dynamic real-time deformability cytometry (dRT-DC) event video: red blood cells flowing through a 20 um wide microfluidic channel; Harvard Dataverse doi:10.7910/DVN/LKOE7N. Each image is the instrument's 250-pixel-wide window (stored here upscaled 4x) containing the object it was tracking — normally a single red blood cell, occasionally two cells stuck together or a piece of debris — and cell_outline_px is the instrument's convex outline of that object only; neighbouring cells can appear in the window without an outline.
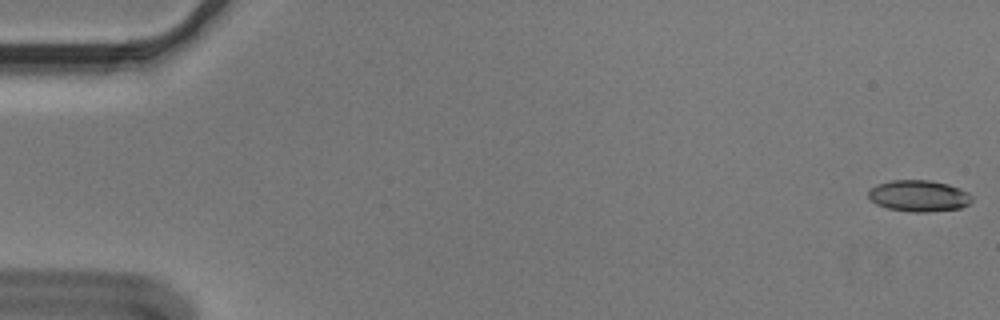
{"species": "Egyptian fruit bat (a non-hibernating species)", "species_latin": "Rousettus aegyptiacus", "temperature_condition": "cold", "stored_images_in_passage": 56, "camera_frame_rate_fps": 3000, "um_per_image_px": 0.085, "animal": {"sex": "male"}, "frame": {"image": 1, "passage_image": 1, "time_ms": 0.0, "image_size_px": [1000, 320], "cell_outline_px": [[972, 200], [968, 204], [960, 208], [928, 212], [912, 212], [888, 208], [876, 204], [868, 196], [868, 192], [876, 184], [892, 180], [928, 180], [948, 184], [960, 188], [968, 192], [972, 196]], "centroid_in_image_um": [78.11, 16.65], "position_along_channel_um": 6.9, "area_um2": 18.9}}
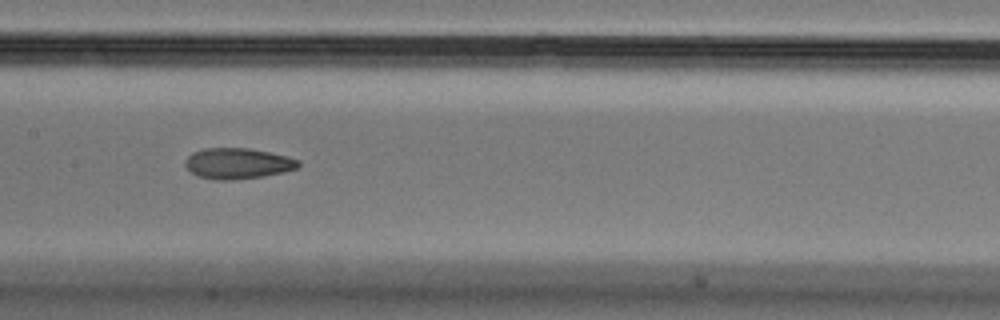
{"frame": {"image": 2, "passage_image": 28, "time_ms": 9.0, "image_size_px": [1000, 320], "cell_outline_px": [[300, 164], [296, 168], [284, 172], [264, 176], [236, 180], [216, 180], [200, 176], [192, 172], [184, 164], [184, 160], [192, 152], [204, 148], [248, 148], [288, 156], [300, 160]], "centroid_in_image_um": [20.21, 13.89], "position_along_channel_um": 187.2, "area_um2": 20.35}}
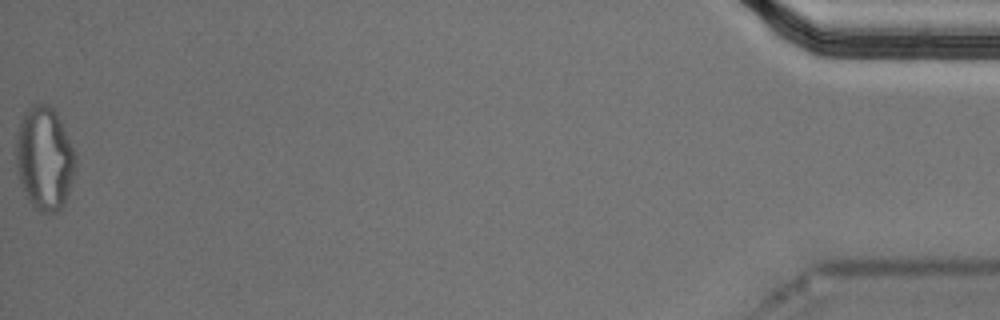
{"frame": {"image": 3, "passage_image": 56, "time_ms": 18.333, "image_size_px": [1000, 320], "cell_outline_px": [[76, 172], [64, 204], [56, 212], [40, 212], [32, 208], [20, 184], [16, 164], [16, 140], [20, 124], [24, 112], [32, 104], [48, 104], [56, 112], [76, 152]], "centroid_in_image_um": [3.79, 13.49], "position_along_channel_um": 431.4, "area_um2": 36.18}, "authors_computed_cell_mechanics": {"area_um2": 20.1433, "velocity_mm_per_s": 3.63, "shape_relaxation_time_tau1_ms": 10.4669, "shape_relaxation_time_tau2_ms": 2.7587, "deformation_change_tau1": 0.2716, "deformation_change_tau2": 0.0997}}